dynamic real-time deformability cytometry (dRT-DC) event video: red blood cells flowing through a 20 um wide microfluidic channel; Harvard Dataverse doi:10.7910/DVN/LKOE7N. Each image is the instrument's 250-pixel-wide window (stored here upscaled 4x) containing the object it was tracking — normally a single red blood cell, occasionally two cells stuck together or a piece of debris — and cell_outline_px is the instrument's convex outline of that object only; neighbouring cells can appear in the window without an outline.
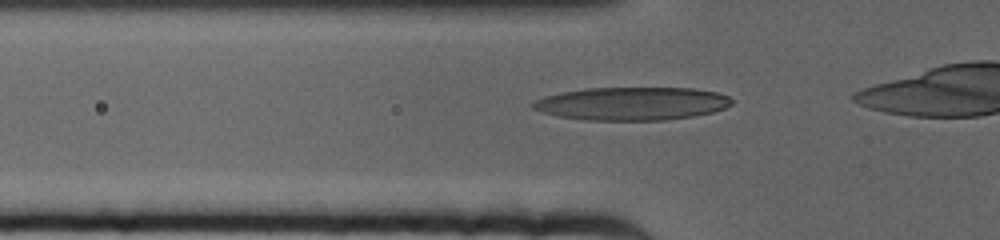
{"species": "human", "species_latin": "Homo sapiens", "temperature_condition": "cold", "stored_images_in_passage": 36, "camera_frame_rate_fps": 3000, "um_per_image_px": 0.085, "donor": {"sex": "female"}, "frame": {"image": 1, "passage_image": 5, "time_ms": 1.333, "image_size_px": [1000, 240], "cell_outline_px": [[732, 104], [724, 108], [712, 112], [692, 116], [664, 120], [584, 120], [560, 116], [544, 112], [532, 108], [528, 104], [532, 100], [544, 96], [560, 92], [584, 88], [692, 88], [716, 92], [728, 96], [732, 100]], "centroid_in_image_um": [53.66, 8.8], "position_along_channel_um": 72.1, "area_um2": 38.44}}
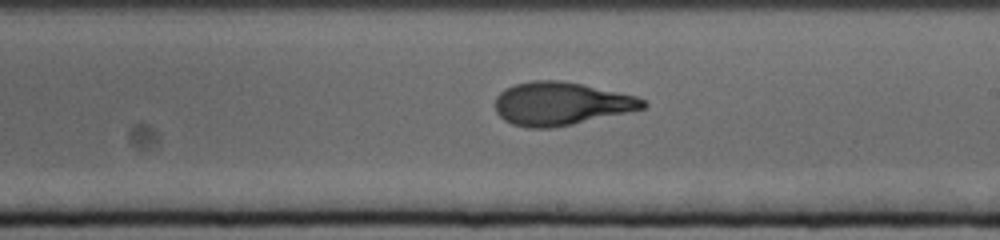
{"frame": {"image": 2, "passage_image": 21, "time_ms": 6.667, "image_size_px": [1000, 240], "cell_outline_px": [[648, 104], [644, 108], [572, 124], [552, 128], [528, 128], [512, 124], [504, 120], [496, 112], [496, 96], [504, 88], [516, 84], [532, 80], [560, 80], [580, 84], [636, 96], [644, 100]], "centroid_in_image_um": [47.63, 8.81], "position_along_channel_um": 241.4, "area_um2": 36.82}}
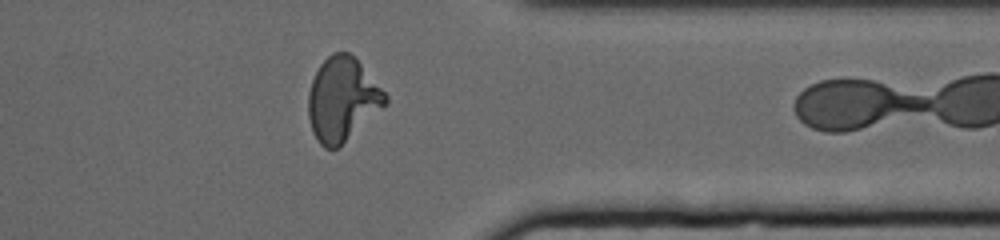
{"frame": {"image": 3, "passage_image": 35, "time_ms": 11.333, "image_size_px": [1000, 240], "cell_outline_px": [[388, 104], [340, 148], [324, 148], [316, 140], [312, 132], [308, 116], [308, 92], [312, 80], [320, 64], [332, 52], [348, 52], [356, 56], [388, 96]], "centroid_in_image_um": [29.12, 8.46], "position_along_channel_um": 382.3, "area_um2": 38.26}}